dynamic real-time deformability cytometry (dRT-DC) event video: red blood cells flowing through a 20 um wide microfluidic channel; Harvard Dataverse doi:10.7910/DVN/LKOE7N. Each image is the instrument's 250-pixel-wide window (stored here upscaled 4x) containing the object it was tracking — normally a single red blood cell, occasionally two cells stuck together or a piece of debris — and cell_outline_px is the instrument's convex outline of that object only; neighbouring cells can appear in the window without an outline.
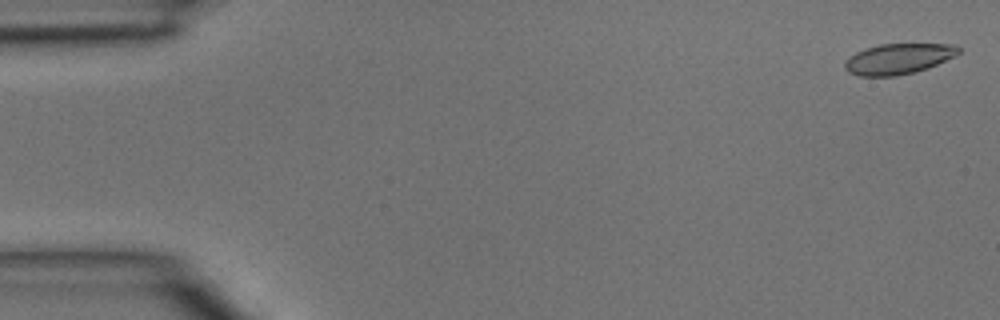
{"species": "common noctule bat (a hibernating species)", "species_latin": "Nyctalus noctula", "temperature_condition": "room temperature", "stored_images_in_passage": 4, "camera_frame_rate_fps": 3000, "um_per_image_px": 0.085, "animal": {"sex": "male", "body_mass_g": 15.6}, "frame": {"image": 1, "passage_image": 1, "time_ms": 0.0, "image_size_px": [1000, 320], "cell_outline_px": [[960, 52], [928, 68], [916, 72], [896, 76], [860, 76], [848, 72], [844, 68], [844, 60], [856, 52], [880, 44], [956, 44], [960, 48]], "centroid_in_image_um": [76.33, 5.0], "position_along_channel_um": 8.7, "area_um2": 20.17}}
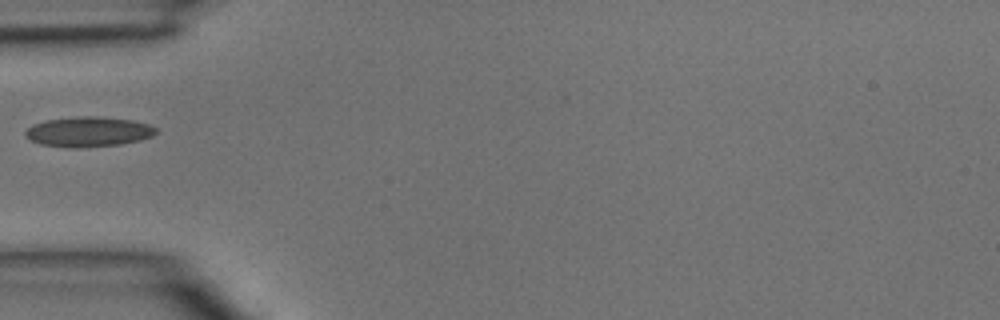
{"frame": {"image": 2, "passage_image": 4, "time_ms": 1.0, "image_size_px": [1000, 320], "cell_outline_px": [[156, 132], [152, 136], [140, 140], [120, 144], [80, 148], [68, 148], [40, 144], [24, 136], [24, 132], [32, 124], [48, 120], [80, 116], [100, 116], [132, 120], [152, 124], [156, 128]], "centroid_in_image_um": [7.52, 11.2], "position_along_channel_um": 77.5, "area_um2": 23.0}}